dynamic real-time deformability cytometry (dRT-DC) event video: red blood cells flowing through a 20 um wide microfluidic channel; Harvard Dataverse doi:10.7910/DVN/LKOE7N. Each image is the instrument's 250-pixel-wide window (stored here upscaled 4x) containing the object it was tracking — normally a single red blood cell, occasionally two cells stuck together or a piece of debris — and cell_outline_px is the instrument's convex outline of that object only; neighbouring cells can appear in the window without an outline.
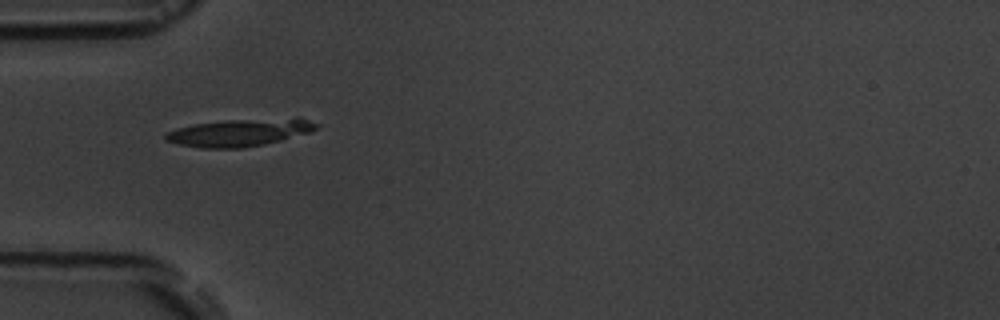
{"species": "common noctule bat (a hibernating species)", "species_latin": "Nyctalus noctula", "temperature_condition": "room temperature", "stored_images_in_passage": 3, "camera_frame_rate_fps": 3000, "um_per_image_px": 0.085, "animal": {"sex": "male", "body_mass_g": 19.5, "forearm_length_mm": 54.6}, "frame": {"image": 1, "passage_image": 3, "time_ms": 4.667, "image_size_px": [1000, 320], "cell_outline_px": [[320, 124], [312, 132], [264, 144], [244, 148], [200, 148], [180, 144], [164, 140], [164, 136], [168, 132], [176, 128], [192, 124], [224, 120], [296, 116], [300, 116]], "centroid_in_image_um": [20.45, 11.23], "position_along_channel_um": 64.6, "area_um2": 24.68}}